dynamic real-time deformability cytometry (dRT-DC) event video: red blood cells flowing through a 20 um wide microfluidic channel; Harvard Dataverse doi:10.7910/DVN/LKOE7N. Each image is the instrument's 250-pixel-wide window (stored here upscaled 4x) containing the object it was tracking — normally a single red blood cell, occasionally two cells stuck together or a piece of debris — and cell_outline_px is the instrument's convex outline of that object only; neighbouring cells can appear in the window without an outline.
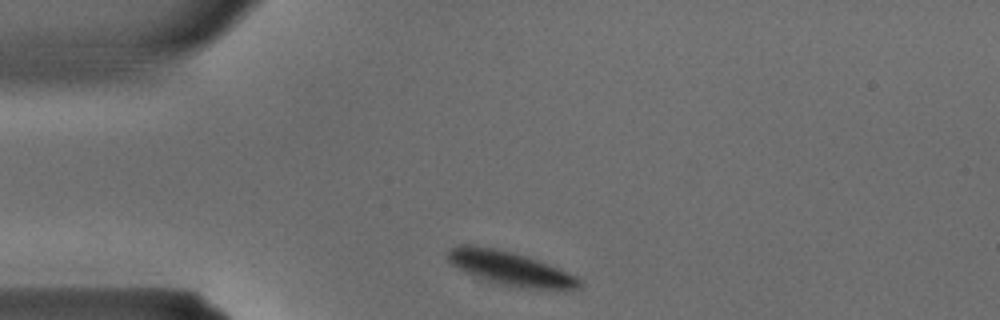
{"species": "common noctule bat (a hibernating species)", "species_latin": "Nyctalus noctula", "temperature_condition": "warm", "stored_images_in_passage": 22, "camera_frame_rate_fps": 3000, "um_per_image_px": 0.085, "animal": {"sex": "male", "body_mass_g": 15.6}, "frame": {"image": 1, "passage_image": 1, "time_ms": 0.0, "image_size_px": [1000, 320], "cell_outline_px": [[584, 284], [580, 288], [520, 288], [500, 284], [464, 272], [452, 264], [448, 260], [448, 248], [460, 244], [472, 244], [512, 252], [560, 268], [580, 280]], "centroid_in_image_um": [43.31, 22.8], "position_along_channel_um": 41.7, "area_um2": 25.49}}
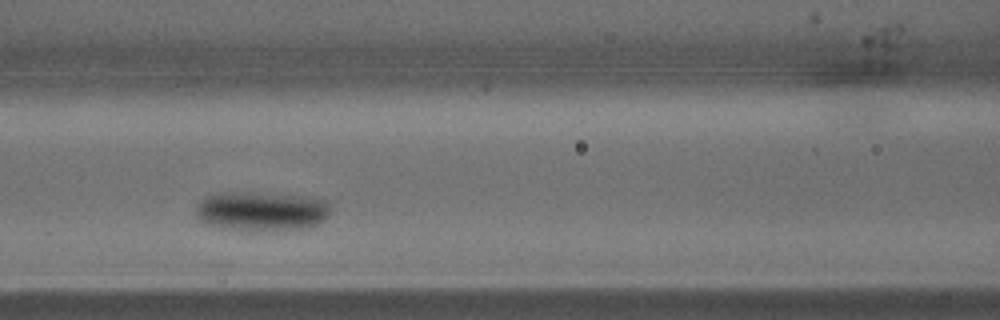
{"frame": {"image": 2, "passage_image": 8, "time_ms": 2.333, "image_size_px": [1000, 320], "cell_outline_px": [[328, 216], [324, 220], [316, 224], [300, 228], [248, 232], [224, 228], [204, 224], [196, 216], [196, 204], [204, 196], [216, 192], [252, 192], [300, 196], [328, 200]], "centroid_in_image_um": [22.13, 17.95], "position_along_channel_um": 144.5, "area_um2": 31.27}}
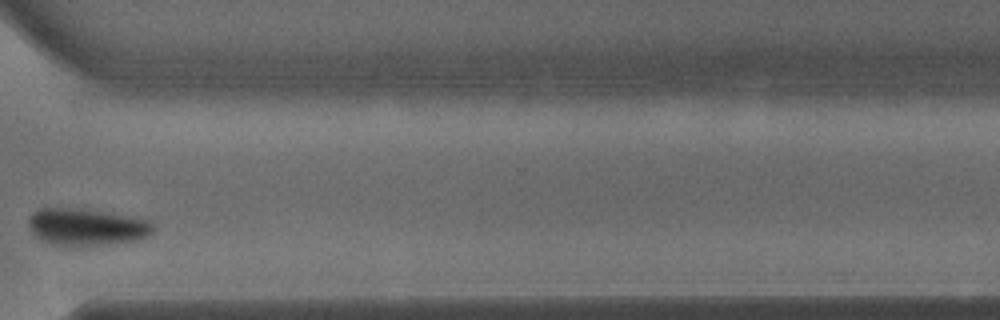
{"frame": {"image": 3, "passage_image": 20, "time_ms": 6.333, "image_size_px": [1000, 320], "cell_outline_px": [[152, 232], [148, 236], [140, 240], [104, 244], [56, 244], [44, 240], [36, 236], [32, 232], [28, 224], [28, 220], [32, 212], [40, 208], [80, 208], [148, 216], [152, 220]], "centroid_in_image_um": [7.48, 19.23], "position_along_channel_um": 363.1, "area_um2": 27.22}}